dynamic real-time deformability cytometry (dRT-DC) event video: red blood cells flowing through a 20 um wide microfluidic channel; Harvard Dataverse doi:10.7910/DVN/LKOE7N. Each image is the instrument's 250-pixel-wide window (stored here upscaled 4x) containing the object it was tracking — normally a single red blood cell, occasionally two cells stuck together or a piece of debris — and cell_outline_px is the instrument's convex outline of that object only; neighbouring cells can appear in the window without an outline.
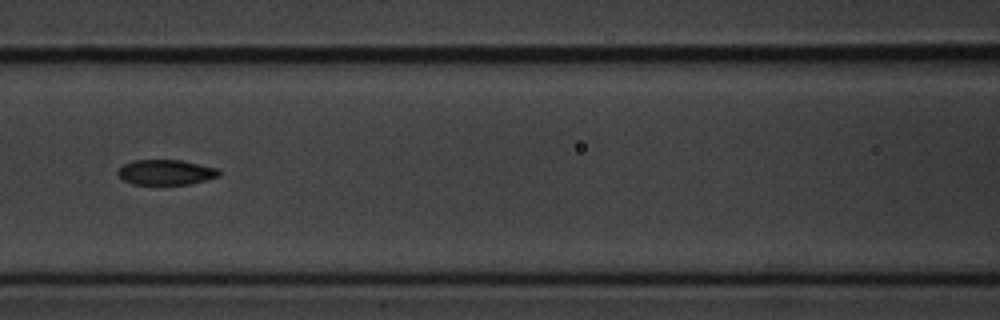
{"species": "common noctule bat (a hibernating species)", "species_latin": "Nyctalus noctula", "temperature_condition": "cold", "stored_images_in_passage": 9, "segment_of_instrument_passage": [1, 2], "camera_frame_rate_fps": 3000, "um_per_image_px": 0.085, "animal": {"sex": "male", "body_mass_g": 20.1, "forearm_length_mm": 53.5}, "frame": {"image": 1, "passage_image": 7, "time_ms": 2.0, "image_size_px": [1000, 320], "cell_outline_px": [[220, 176], [188, 184], [132, 184], [124, 180], [116, 172], [124, 164], [132, 160], [180, 160], [220, 168]], "centroid_in_image_um": [14.12, 14.63], "position_along_channel_um": 152.5, "area_um2": 14.8}}
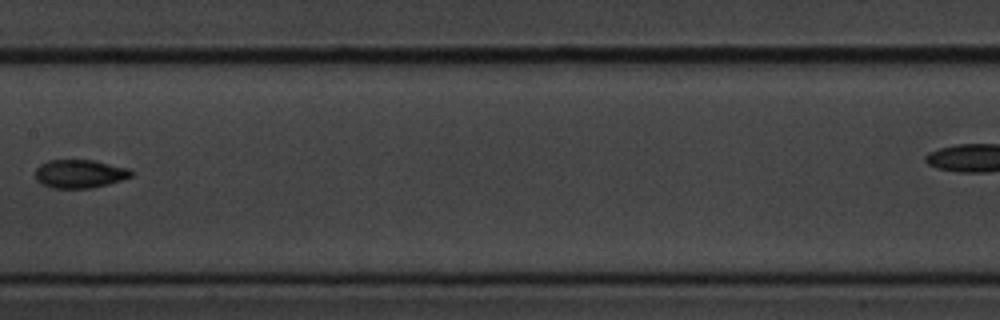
{"frame": {"image": 2, "passage_image": 8, "time_ms": 2.333, "image_size_px": [1000, 320], "cell_outline_px": [[132, 176], [108, 184], [92, 188], [52, 188], [36, 180], [36, 168], [40, 164], [48, 160], [92, 160], [132, 168]], "centroid_in_image_um": [6.79, 14.76], "position_along_channel_um": 200.6, "area_um2": 15.9}}